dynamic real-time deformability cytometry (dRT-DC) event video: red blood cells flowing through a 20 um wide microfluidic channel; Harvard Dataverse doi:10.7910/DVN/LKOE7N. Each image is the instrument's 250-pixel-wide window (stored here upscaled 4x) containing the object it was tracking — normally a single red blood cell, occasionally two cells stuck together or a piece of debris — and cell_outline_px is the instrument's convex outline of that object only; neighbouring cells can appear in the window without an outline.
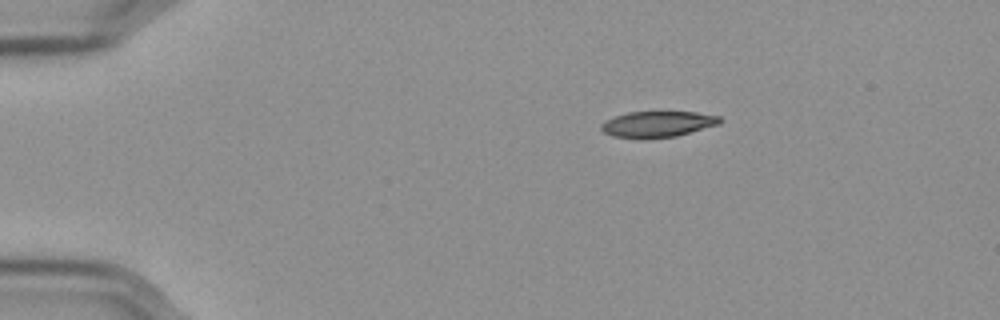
{"species": "Egyptian fruit bat (a non-hibernating species)", "species_latin": "Rousettus aegyptiacus", "temperature_condition": "cold", "stored_images_in_passage": 48, "camera_frame_rate_fps": 3000, "um_per_image_px": 0.085, "frame": {"image": 1, "passage_image": 1, "time_ms": 0.0, "image_size_px": [1000, 320], "cell_outline_px": [[720, 124], [676, 136], [612, 136], [604, 132], [600, 128], [600, 124], [604, 120], [628, 112], [696, 112], [720, 116]], "centroid_in_image_um": [55.91, 10.51], "position_along_channel_um": 29.1, "area_um2": 17.28}}
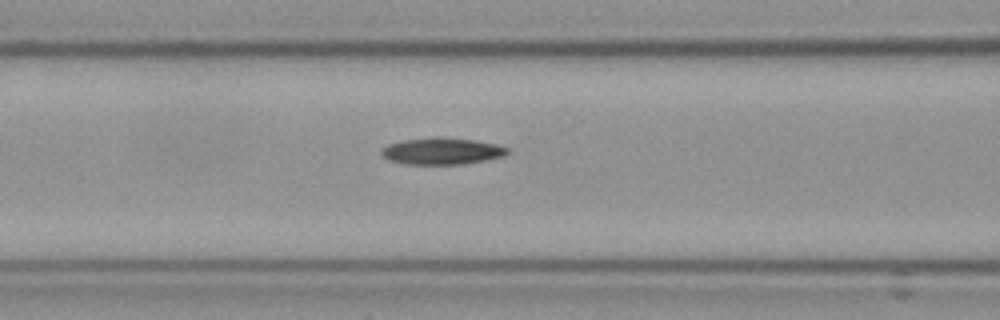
{"frame": {"image": 2, "passage_image": 15, "time_ms": 4.667, "image_size_px": [1000, 320], "cell_outline_px": [[508, 152], [504, 156], [484, 160], [460, 164], [408, 164], [388, 160], [380, 152], [380, 148], [388, 144], [404, 140], [436, 136], [476, 140], [496, 144], [508, 148]], "centroid_in_image_um": [37.53, 12.83], "position_along_channel_um": 129.1, "area_um2": 19.59}}
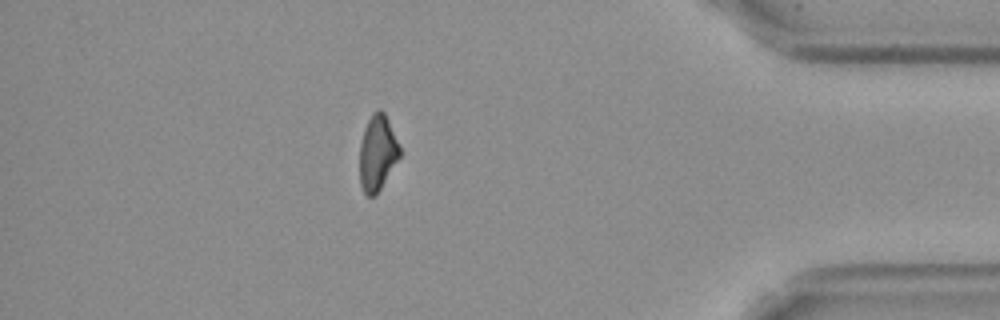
{"frame": {"image": 3, "passage_image": 41, "time_ms": 13.333, "image_size_px": [1000, 320], "cell_outline_px": [[400, 156], [376, 196], [368, 196], [364, 192], [360, 184], [360, 144], [364, 128], [372, 112], [380, 108], [384, 112], [388, 120], [400, 148]], "centroid_in_image_um": [32.07, 12.99], "position_along_channel_um": 403.1, "area_um2": 17.51}}